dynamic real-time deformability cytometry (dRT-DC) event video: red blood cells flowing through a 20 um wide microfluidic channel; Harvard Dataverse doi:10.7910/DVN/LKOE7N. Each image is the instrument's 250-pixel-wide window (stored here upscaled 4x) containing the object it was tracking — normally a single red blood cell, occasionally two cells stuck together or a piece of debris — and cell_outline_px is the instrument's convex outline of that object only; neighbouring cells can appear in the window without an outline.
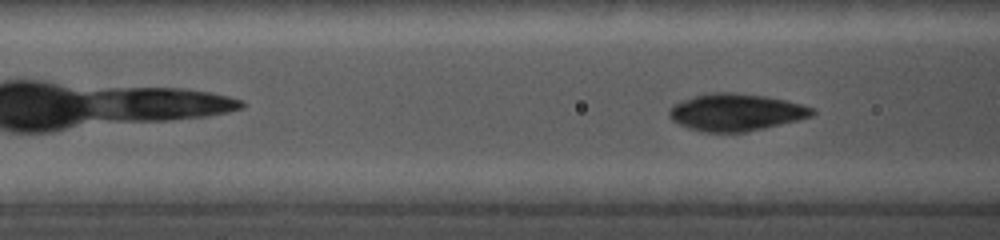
{"species": "common noctule bat (a hibernating species)", "species_latin": "Nyctalus noctula", "temperature_condition": "cold", "stored_images_in_passage": 41, "camera_frame_rate_fps": 5000, "um_per_image_px": 0.085, "animal": {"sex": "female", "body_mass_g": 19.0, "forearm_length_mm": 56.7}, "frame": {"image": 1, "passage_image": 20, "time_ms": 6.6, "image_size_px": [1000, 240], "cell_outline_px": [[816, 112], [812, 116], [764, 128], [744, 132], [700, 132], [688, 128], [672, 120], [668, 116], [668, 108], [672, 104], [696, 96], [712, 92], [732, 92], [764, 96], [788, 100], [816, 108]], "centroid_in_image_um": [62.55, 9.54], "position_along_channel_um": 104.1, "area_um2": 31.04}}
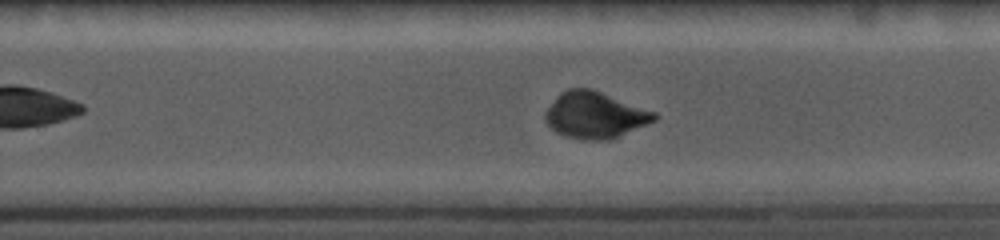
{"frame": {"image": 2, "passage_image": 31, "time_ms": 11.2, "image_size_px": [1000, 240], "cell_outline_px": [[660, 116], [656, 120], [608, 140], [580, 140], [564, 136], [556, 132], [544, 120], [544, 112], [556, 96], [560, 92], [568, 88], [592, 88], [656, 112]], "centroid_in_image_um": [50.54, 9.77], "position_along_channel_um": 279.3, "area_um2": 29.71}}
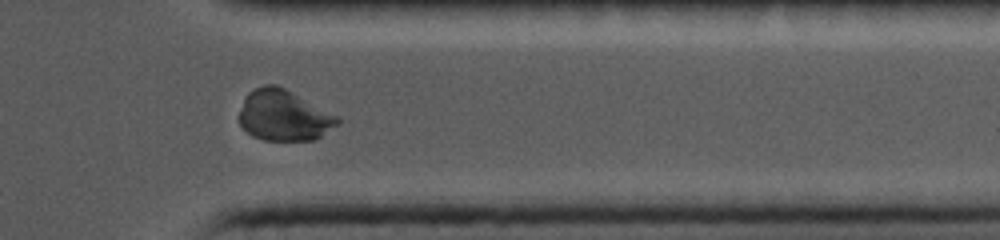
{"frame": {"image": 3, "passage_image": 39, "time_ms": 14.0, "image_size_px": [1000, 240], "cell_outline_px": [[340, 124], [316, 140], [264, 140], [252, 136], [240, 124], [240, 112], [244, 100], [248, 92], [264, 84], [276, 84], [284, 88], [336, 116], [340, 120]], "centroid_in_image_um": [24.13, 9.83], "position_along_channel_um": 387.3, "area_um2": 28.73}}